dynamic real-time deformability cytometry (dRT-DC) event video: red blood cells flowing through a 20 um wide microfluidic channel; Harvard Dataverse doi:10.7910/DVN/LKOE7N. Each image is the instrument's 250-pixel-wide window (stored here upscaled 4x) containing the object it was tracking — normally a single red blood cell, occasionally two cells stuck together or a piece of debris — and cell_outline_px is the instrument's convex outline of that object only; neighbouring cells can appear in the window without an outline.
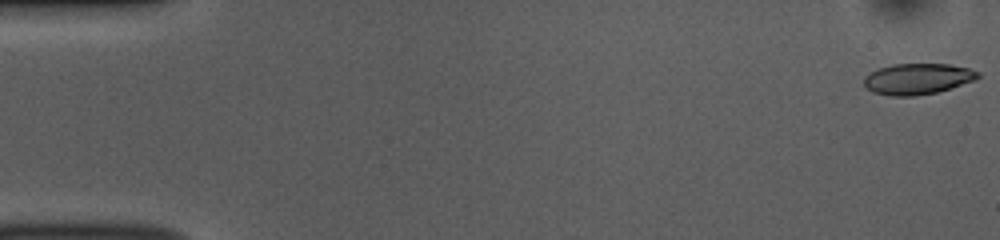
{"species": "common noctule bat (a hibernating species)", "species_latin": "Nyctalus noctula", "temperature_condition": "room temperature", "stored_images_in_passage": 14, "camera_frame_rate_fps": 3000, "um_per_image_px": 0.085, "animal": {"sex": "female", "body_mass_g": 10.0, "forearm_length_mm": 53.1}, "frame": {"image": 1, "passage_image": 1, "time_ms": 0.0, "image_size_px": [1000, 240], "cell_outline_px": [[980, 76], [976, 80], [936, 92], [916, 96], [892, 96], [872, 92], [864, 84], [864, 76], [880, 68], [892, 64], [948, 64], [968, 68], [980, 72]], "centroid_in_image_um": [78.0, 6.7], "position_along_channel_um": 7.0, "area_um2": 20.46}}